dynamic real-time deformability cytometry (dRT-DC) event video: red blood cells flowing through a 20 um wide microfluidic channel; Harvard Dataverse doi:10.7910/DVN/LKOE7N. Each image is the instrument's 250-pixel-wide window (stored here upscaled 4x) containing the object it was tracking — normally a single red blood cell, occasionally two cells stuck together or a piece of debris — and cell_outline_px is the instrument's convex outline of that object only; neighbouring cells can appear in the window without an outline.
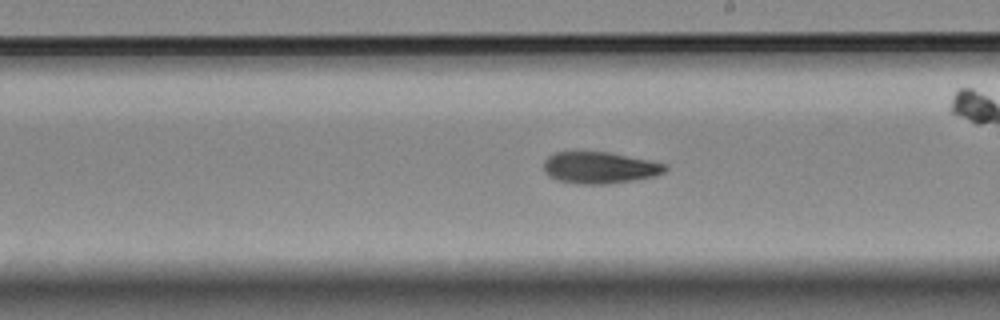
{"species": "Egyptian fruit bat (a non-hibernating species)", "species_latin": "Rousettus aegyptiacus", "temperature_condition": "room temperature", "stored_images_in_passage": 33, "camera_frame_rate_fps": 3000, "um_per_image_px": 0.085, "animal": {"sex": "female"}, "frame": {"image": 1, "passage_image": 11, "time_ms": 3.333, "image_size_px": [1000, 320], "cell_outline_px": [[668, 168], [664, 172], [652, 176], [632, 180], [608, 184], [576, 184], [556, 180], [548, 176], [544, 172], [544, 160], [548, 156], [556, 152], [608, 152], [668, 164]], "centroid_in_image_um": [50.93, 14.26], "position_along_channel_um": 238.1, "area_um2": 22.37}}